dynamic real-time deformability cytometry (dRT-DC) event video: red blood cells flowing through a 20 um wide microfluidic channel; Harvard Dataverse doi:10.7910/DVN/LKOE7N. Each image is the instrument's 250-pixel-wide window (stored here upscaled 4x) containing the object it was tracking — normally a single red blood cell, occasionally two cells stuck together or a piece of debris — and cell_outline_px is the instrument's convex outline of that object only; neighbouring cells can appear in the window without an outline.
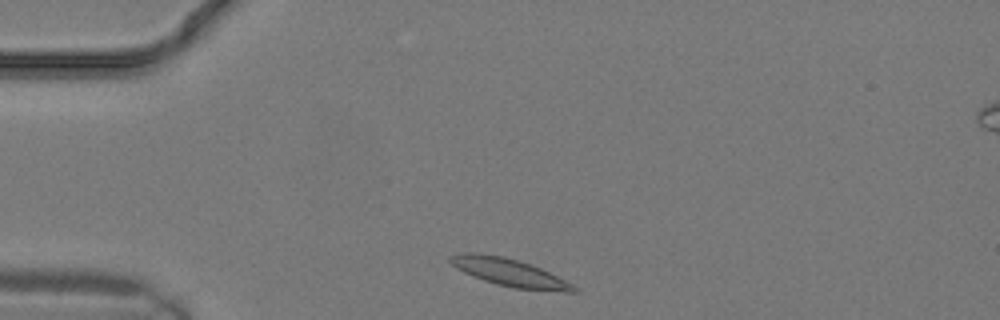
{"species": "common noctule bat (a hibernating species)", "species_latin": "Nyctalus noctula", "temperature_condition": "warm", "stored_images_in_passage": 6, "camera_frame_rate_fps": 3000, "um_per_image_px": 0.085, "animal": {"sex": "male", "body_mass_g": 19.2, "forearm_length_mm": 51.8}, "frame": {"image": 1, "passage_image": 1, "time_ms": 0.0, "image_size_px": [1000, 320], "cell_outline_px": [[580, 288], [576, 292], [568, 292], [516, 288], [496, 284], [472, 276], [456, 268], [448, 260], [448, 256], [460, 252], [476, 252], [504, 256], [540, 268]], "centroid_in_image_um": [43.24, 23.14], "position_along_channel_um": 41.8, "area_um2": 19.77}}
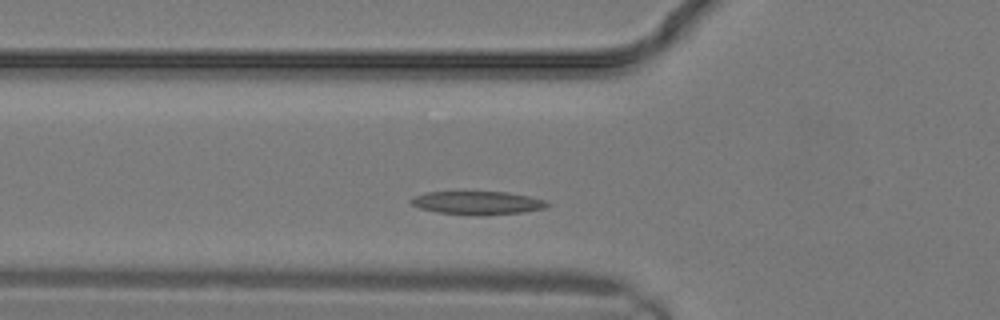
{"frame": {"image": 2, "passage_image": 4, "time_ms": 1.0, "image_size_px": [1000, 320], "cell_outline_px": [[548, 204], [544, 208], [520, 212], [484, 216], [476, 216], [436, 212], [420, 208], [412, 204], [408, 200], [416, 196], [428, 192], [508, 192], [528, 196], [544, 200]], "centroid_in_image_um": [40.55, 17.25], "position_along_channel_um": 85.3, "area_um2": 18.38}}
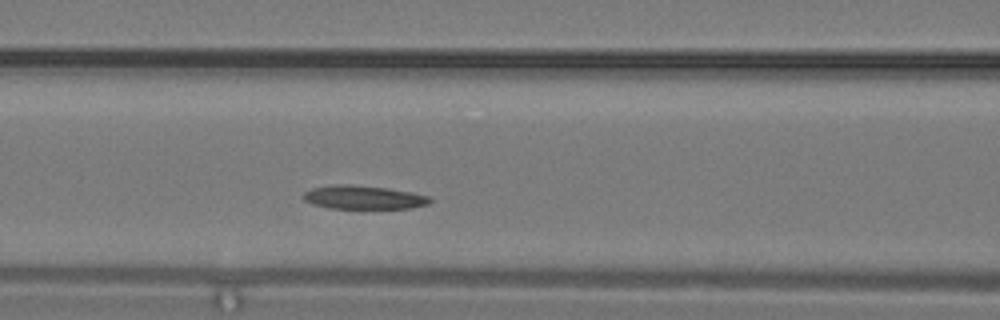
{"frame": {"image": 3, "passage_image": 6, "time_ms": 1.667, "image_size_px": [1000, 320], "cell_outline_px": [[432, 200], [428, 204], [408, 208], [328, 208], [312, 204], [304, 200], [300, 196], [304, 192], [312, 188], [336, 184], [348, 184], [388, 188], [412, 192], [432, 196]], "centroid_in_image_um": [30.89, 16.77], "position_along_channel_um": 135.7, "area_um2": 17.51}}